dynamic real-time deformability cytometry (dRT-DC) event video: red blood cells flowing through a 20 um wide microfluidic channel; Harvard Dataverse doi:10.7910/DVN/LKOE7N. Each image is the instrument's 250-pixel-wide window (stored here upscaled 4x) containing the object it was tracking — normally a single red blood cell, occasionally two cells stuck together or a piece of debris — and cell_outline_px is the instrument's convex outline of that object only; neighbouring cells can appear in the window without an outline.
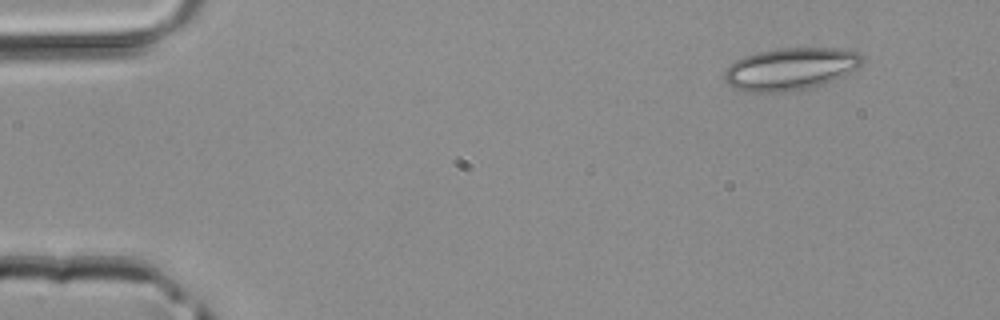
{"species": "common noctule bat (a hibernating species)", "species_latin": "Nyctalus noctula", "temperature_condition": "room temperature", "stored_images_in_passage": 2, "camera_frame_rate_fps": 3000, "um_per_image_px": 0.085, "animal": {"sex": "male", "body_mass_g": 20.4}, "frame": {"image": 1, "passage_image": 2, "time_ms": 0.333, "image_size_px": [1000, 320], "cell_outline_px": [[864, 60], [856, 68], [844, 76], [824, 84], [808, 88], [788, 92], [744, 92], [732, 88], [724, 80], [724, 72], [736, 60], [744, 56], [756, 52], [776, 48], [836, 48], [856, 52], [864, 56]], "centroid_in_image_um": [67.17, 5.87], "position_along_channel_um": 17.8, "area_um2": 34.22}}